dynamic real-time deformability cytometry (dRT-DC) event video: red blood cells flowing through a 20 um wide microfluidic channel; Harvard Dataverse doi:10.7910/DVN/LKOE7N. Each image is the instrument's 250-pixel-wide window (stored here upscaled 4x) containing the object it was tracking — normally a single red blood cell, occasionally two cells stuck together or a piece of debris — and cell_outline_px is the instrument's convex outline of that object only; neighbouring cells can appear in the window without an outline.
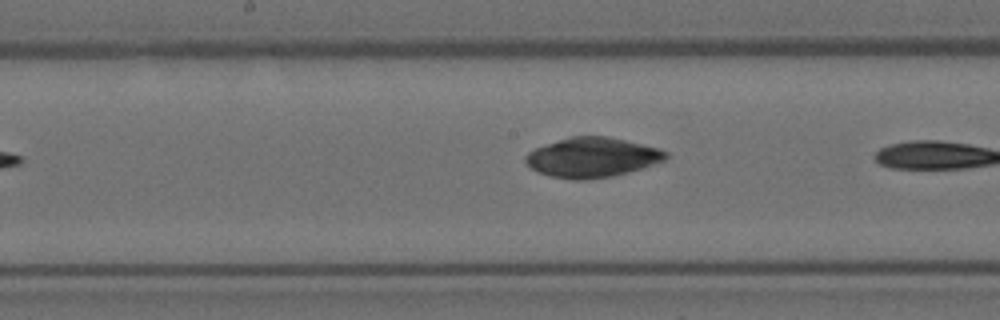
{"species": "Egyptian fruit bat (a non-hibernating species)", "species_latin": "Rousettus aegyptiacus", "temperature_condition": "room temperature", "stored_images_in_passage": 7, "camera_frame_rate_fps": 3000, "um_per_image_px": 0.085, "animal": {"sex": "female"}, "frame": {"image": 1, "passage_image": 7, "time_ms": 2.0, "image_size_px": [1000, 320], "cell_outline_px": [[668, 156], [664, 160], [628, 172], [612, 176], [584, 180], [572, 180], [552, 176], [536, 172], [524, 160], [524, 156], [528, 152], [536, 148], [572, 136], [608, 136], [660, 148], [668, 152]], "centroid_in_image_um": [50.33, 13.38], "position_along_channel_um": 197.9, "area_um2": 32.25}}